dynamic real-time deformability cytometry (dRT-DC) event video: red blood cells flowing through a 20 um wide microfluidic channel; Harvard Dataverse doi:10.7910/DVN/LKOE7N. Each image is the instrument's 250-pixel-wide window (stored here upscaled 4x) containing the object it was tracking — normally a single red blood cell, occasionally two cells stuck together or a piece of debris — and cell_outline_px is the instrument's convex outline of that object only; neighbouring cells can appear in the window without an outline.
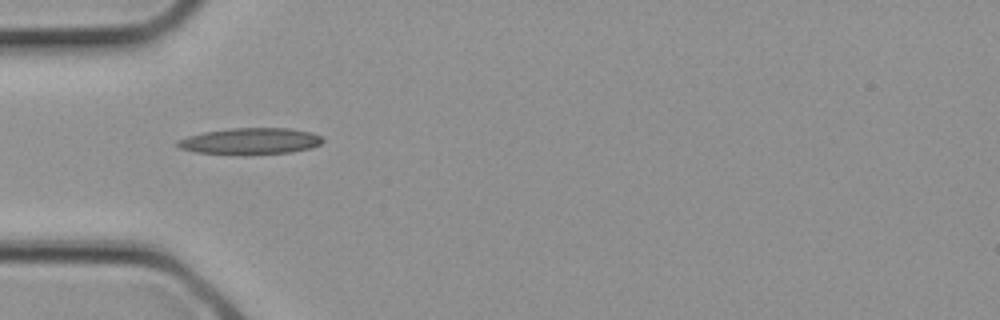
{"species": "common noctule bat (a hibernating species)", "species_latin": "Nyctalus noctula", "temperature_condition": "cold", "stored_images_in_passage": 1, "camera_frame_rate_fps": 3000, "um_per_image_px": 0.085, "animal": {"sex": "female", "body_mass_g": 21.9}, "frame": {"image": 1, "passage_image": 1, "time_ms": 0.0, "image_size_px": [1000, 320], "cell_outline_px": [[324, 140], [320, 144], [312, 148], [292, 152], [240, 156], [196, 152], [180, 148], [176, 144], [176, 140], [188, 136], [204, 132], [232, 128], [292, 128], [312, 132], [320, 136]], "centroid_in_image_um": [21.29, 12.02], "position_along_channel_um": 63.7, "area_um2": 22.83}}